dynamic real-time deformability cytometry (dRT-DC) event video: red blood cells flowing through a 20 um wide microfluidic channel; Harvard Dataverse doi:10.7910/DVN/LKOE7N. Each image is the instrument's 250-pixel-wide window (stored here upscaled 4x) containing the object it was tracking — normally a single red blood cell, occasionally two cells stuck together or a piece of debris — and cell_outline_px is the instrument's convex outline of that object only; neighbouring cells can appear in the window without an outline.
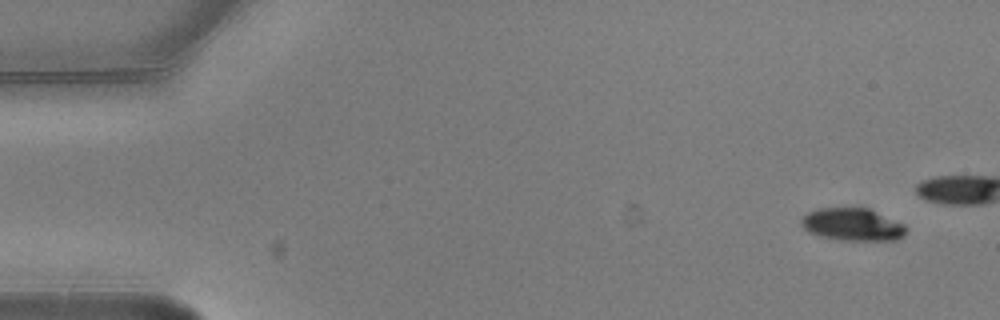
{"species": "common noctule bat (a hibernating species)", "species_latin": "Nyctalus noctula", "temperature_condition": "warm", "stored_images_in_passage": 6, "camera_frame_rate_fps": 3000, "um_per_image_px": 0.085, "animal": {"sex": "male", "body_mass_g": 20.5, "forearm_length_mm": 52.5}, "frame": {"image": 1, "passage_image": 1, "time_ms": 0.0, "image_size_px": [1000, 320], "cell_outline_px": [[908, 228], [904, 236], [896, 240], [840, 240], [820, 236], [808, 232], [800, 224], [800, 220], [808, 212], [820, 208], [868, 208], [904, 224]], "centroid_in_image_um": [72.47, 19.09], "position_along_channel_um": 12.5, "area_um2": 19.88}}
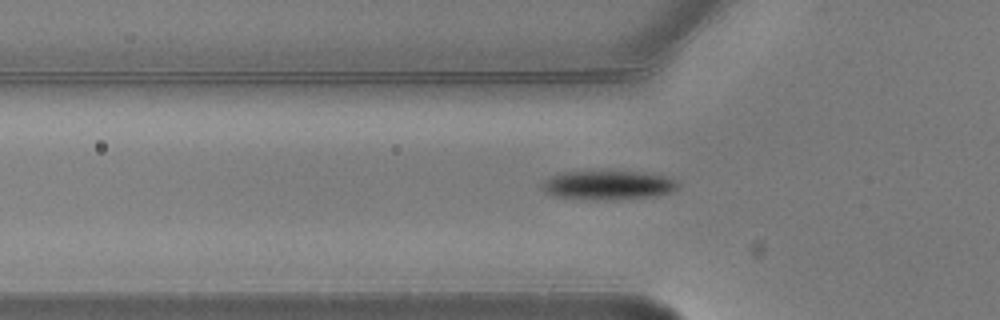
{"frame": {"image": 2, "passage_image": 6, "time_ms": 1.667, "image_size_px": [1000, 320], "cell_outline_px": [[680, 184], [672, 192], [656, 196], [596, 200], [560, 196], [548, 192], [540, 188], [540, 184], [552, 176], [564, 172], [644, 172], [668, 176], [676, 180]], "centroid_in_image_um": [51.76, 15.73], "position_along_channel_um": 74.0, "area_um2": 22.6}}